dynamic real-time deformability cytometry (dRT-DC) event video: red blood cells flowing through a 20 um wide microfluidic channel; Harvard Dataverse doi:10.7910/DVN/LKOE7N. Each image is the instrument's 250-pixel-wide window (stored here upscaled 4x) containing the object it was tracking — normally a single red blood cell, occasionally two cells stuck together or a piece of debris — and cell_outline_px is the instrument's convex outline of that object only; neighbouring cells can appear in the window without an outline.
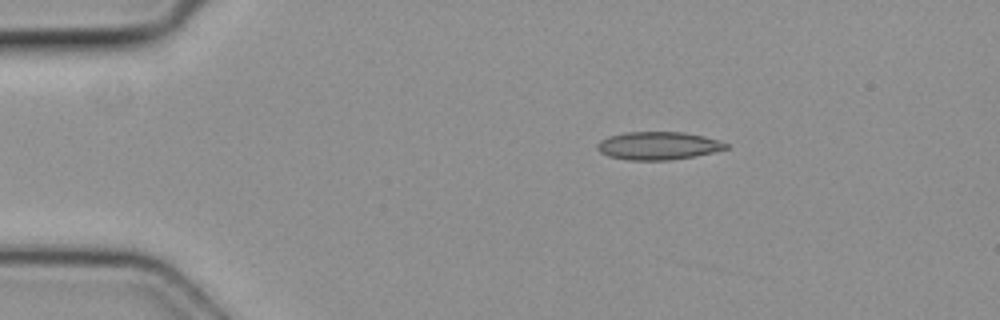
{"species": "common noctule bat (a hibernating species)", "species_latin": "Nyctalus noctula", "temperature_condition": "cold", "stored_images_in_passage": 3, "camera_frame_rate_fps": 3000, "um_per_image_px": 0.085, "animal": {"sex": "female", "body_mass_g": 19.3, "forearm_length_mm": 54.1}, "frame": {"image": 1, "passage_image": 2, "time_ms": 0.333, "image_size_px": [1000, 320], "cell_outline_px": [[728, 148], [712, 152], [692, 156], [668, 160], [628, 160], [608, 156], [600, 152], [596, 148], [596, 144], [600, 140], [608, 136], [624, 132], [684, 132], [704, 136], [720, 140], [728, 144]], "centroid_in_image_um": [55.91, 12.38], "position_along_channel_um": 29.1, "area_um2": 20.98}}